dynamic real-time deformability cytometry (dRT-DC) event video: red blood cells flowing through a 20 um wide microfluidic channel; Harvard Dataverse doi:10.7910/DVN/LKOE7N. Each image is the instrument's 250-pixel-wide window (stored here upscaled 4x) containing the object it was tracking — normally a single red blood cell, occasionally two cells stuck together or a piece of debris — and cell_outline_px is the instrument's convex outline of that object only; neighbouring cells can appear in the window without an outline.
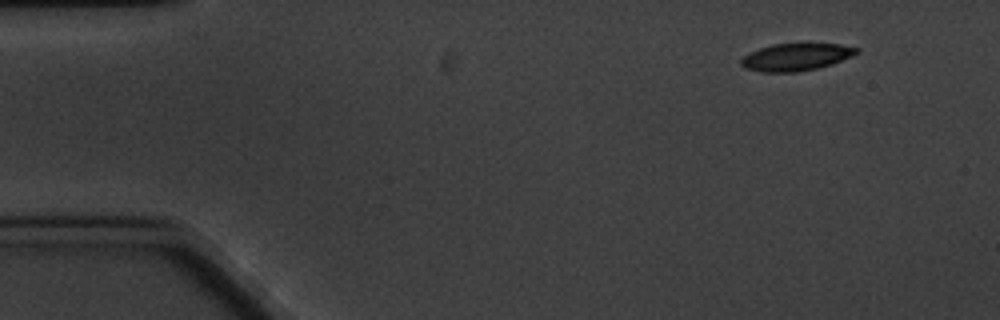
{"species": "common noctule bat (a hibernating species)", "species_latin": "Nyctalus noctula", "temperature_condition": "cold", "stored_images_in_passage": 4, "camera_frame_rate_fps": 3000, "um_per_image_px": 0.085, "animal": {"sex": "male", "body_mass_g": 20.1, "forearm_length_mm": 53.5}, "frame": {"image": 1, "passage_image": 1, "time_ms": 0.0, "image_size_px": [1000, 320], "cell_outline_px": [[860, 52], [852, 56], [832, 64], [816, 68], [796, 72], [760, 72], [744, 68], [740, 64], [740, 60], [748, 52], [772, 44], [808, 40], [840, 44], [860, 48]], "centroid_in_image_um": [67.69, 4.79], "position_along_channel_um": 17.3, "area_um2": 19.42}}
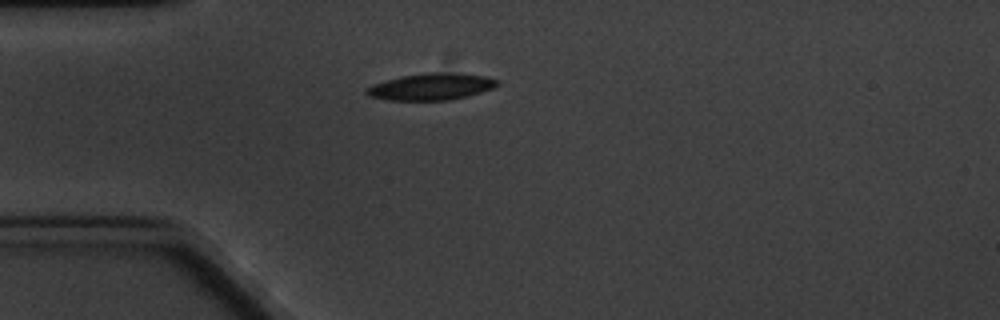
{"frame": {"image": 2, "passage_image": 4, "time_ms": 3.333, "image_size_px": [1000, 320], "cell_outline_px": [[500, 84], [492, 88], [480, 92], [448, 100], [388, 100], [368, 96], [364, 92], [372, 84], [404, 76], [428, 72], [452, 72], [484, 76], [496, 80]], "centroid_in_image_um": [36.63, 7.36], "position_along_channel_um": 48.4, "area_um2": 20.06}}